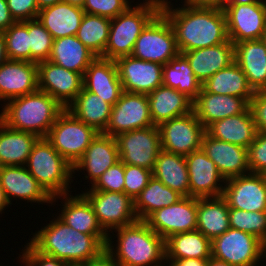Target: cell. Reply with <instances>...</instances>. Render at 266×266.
<instances>
[{"label":"cell","instance_id":"1","mask_svg":"<svg viewBox=\"0 0 266 266\" xmlns=\"http://www.w3.org/2000/svg\"><path fill=\"white\" fill-rule=\"evenodd\" d=\"M174 7L170 3L161 13L174 31L181 54L229 40L225 13L220 6L183 3Z\"/></svg>","mask_w":266,"mask_h":266},{"label":"cell","instance_id":"2","mask_svg":"<svg viewBox=\"0 0 266 266\" xmlns=\"http://www.w3.org/2000/svg\"><path fill=\"white\" fill-rule=\"evenodd\" d=\"M31 234L30 244L40 253L78 266L97 257L107 243L108 235H89L65 224L58 215Z\"/></svg>","mask_w":266,"mask_h":266},{"label":"cell","instance_id":"3","mask_svg":"<svg viewBox=\"0 0 266 266\" xmlns=\"http://www.w3.org/2000/svg\"><path fill=\"white\" fill-rule=\"evenodd\" d=\"M114 232L108 234L105 249L119 266L166 265L165 240L144 221L138 220L131 225L117 228ZM112 238L117 239L113 241Z\"/></svg>","mask_w":266,"mask_h":266},{"label":"cell","instance_id":"4","mask_svg":"<svg viewBox=\"0 0 266 266\" xmlns=\"http://www.w3.org/2000/svg\"><path fill=\"white\" fill-rule=\"evenodd\" d=\"M0 121L7 127L46 138L58 116L66 109L48 93H34L2 103Z\"/></svg>","mask_w":266,"mask_h":266},{"label":"cell","instance_id":"5","mask_svg":"<svg viewBox=\"0 0 266 266\" xmlns=\"http://www.w3.org/2000/svg\"><path fill=\"white\" fill-rule=\"evenodd\" d=\"M170 3L169 0H143V3L131 4L126 11L111 19L108 42L102 58L115 61L131 55L142 30Z\"/></svg>","mask_w":266,"mask_h":266},{"label":"cell","instance_id":"6","mask_svg":"<svg viewBox=\"0 0 266 266\" xmlns=\"http://www.w3.org/2000/svg\"><path fill=\"white\" fill-rule=\"evenodd\" d=\"M26 168L51 196L70 193L73 166L67 162L46 138H39L28 157Z\"/></svg>","mask_w":266,"mask_h":266},{"label":"cell","instance_id":"7","mask_svg":"<svg viewBox=\"0 0 266 266\" xmlns=\"http://www.w3.org/2000/svg\"><path fill=\"white\" fill-rule=\"evenodd\" d=\"M98 133L65 109L50 128L46 139L67 162L74 166Z\"/></svg>","mask_w":266,"mask_h":266},{"label":"cell","instance_id":"8","mask_svg":"<svg viewBox=\"0 0 266 266\" xmlns=\"http://www.w3.org/2000/svg\"><path fill=\"white\" fill-rule=\"evenodd\" d=\"M179 53L174 31L168 19L159 12L142 30L131 55L165 65Z\"/></svg>","mask_w":266,"mask_h":266},{"label":"cell","instance_id":"9","mask_svg":"<svg viewBox=\"0 0 266 266\" xmlns=\"http://www.w3.org/2000/svg\"><path fill=\"white\" fill-rule=\"evenodd\" d=\"M211 248L213 257L233 266H259L261 260L266 261L264 243L259 238L231 227L211 241Z\"/></svg>","mask_w":266,"mask_h":266},{"label":"cell","instance_id":"10","mask_svg":"<svg viewBox=\"0 0 266 266\" xmlns=\"http://www.w3.org/2000/svg\"><path fill=\"white\" fill-rule=\"evenodd\" d=\"M84 191L82 194L91 204L99 224L107 234L138 221L134 201L125 193L94 191L88 188Z\"/></svg>","mask_w":266,"mask_h":266},{"label":"cell","instance_id":"11","mask_svg":"<svg viewBox=\"0 0 266 266\" xmlns=\"http://www.w3.org/2000/svg\"><path fill=\"white\" fill-rule=\"evenodd\" d=\"M120 161L153 171L161 149L157 126L124 132L115 137Z\"/></svg>","mask_w":266,"mask_h":266},{"label":"cell","instance_id":"12","mask_svg":"<svg viewBox=\"0 0 266 266\" xmlns=\"http://www.w3.org/2000/svg\"><path fill=\"white\" fill-rule=\"evenodd\" d=\"M158 128L161 149L183 156L201 149L202 138L206 132L194 111L163 122Z\"/></svg>","mask_w":266,"mask_h":266},{"label":"cell","instance_id":"13","mask_svg":"<svg viewBox=\"0 0 266 266\" xmlns=\"http://www.w3.org/2000/svg\"><path fill=\"white\" fill-rule=\"evenodd\" d=\"M154 126L150 117L147 94L122 92L112 106L109 122L104 134L117 135L136 129Z\"/></svg>","mask_w":266,"mask_h":266},{"label":"cell","instance_id":"14","mask_svg":"<svg viewBox=\"0 0 266 266\" xmlns=\"http://www.w3.org/2000/svg\"><path fill=\"white\" fill-rule=\"evenodd\" d=\"M198 198L183 197L175 204L151 213L144 222L164 240L176 233L197 228Z\"/></svg>","mask_w":266,"mask_h":266},{"label":"cell","instance_id":"15","mask_svg":"<svg viewBox=\"0 0 266 266\" xmlns=\"http://www.w3.org/2000/svg\"><path fill=\"white\" fill-rule=\"evenodd\" d=\"M222 197L229 208L266 212V174L250 172L226 179Z\"/></svg>","mask_w":266,"mask_h":266},{"label":"cell","instance_id":"16","mask_svg":"<svg viewBox=\"0 0 266 266\" xmlns=\"http://www.w3.org/2000/svg\"><path fill=\"white\" fill-rule=\"evenodd\" d=\"M220 7L225 13L228 38L233 44L262 38L266 29V0Z\"/></svg>","mask_w":266,"mask_h":266},{"label":"cell","instance_id":"17","mask_svg":"<svg viewBox=\"0 0 266 266\" xmlns=\"http://www.w3.org/2000/svg\"><path fill=\"white\" fill-rule=\"evenodd\" d=\"M38 90L48 93L64 108L83 89V74L68 70L49 60L37 63Z\"/></svg>","mask_w":266,"mask_h":266},{"label":"cell","instance_id":"18","mask_svg":"<svg viewBox=\"0 0 266 266\" xmlns=\"http://www.w3.org/2000/svg\"><path fill=\"white\" fill-rule=\"evenodd\" d=\"M122 90L128 93L149 94L163 85V65L144 61L132 55L115 60Z\"/></svg>","mask_w":266,"mask_h":266},{"label":"cell","instance_id":"19","mask_svg":"<svg viewBox=\"0 0 266 266\" xmlns=\"http://www.w3.org/2000/svg\"><path fill=\"white\" fill-rule=\"evenodd\" d=\"M184 157L189 174V196L195 198L222 196L226 180L203 150L194 151Z\"/></svg>","mask_w":266,"mask_h":266},{"label":"cell","instance_id":"20","mask_svg":"<svg viewBox=\"0 0 266 266\" xmlns=\"http://www.w3.org/2000/svg\"><path fill=\"white\" fill-rule=\"evenodd\" d=\"M0 184L11 205L13 198L39 205L52 204V197L29 173L26 166L0 167Z\"/></svg>","mask_w":266,"mask_h":266},{"label":"cell","instance_id":"21","mask_svg":"<svg viewBox=\"0 0 266 266\" xmlns=\"http://www.w3.org/2000/svg\"><path fill=\"white\" fill-rule=\"evenodd\" d=\"M201 149L225 180L250 173L247 148L218 140L205 132Z\"/></svg>","mask_w":266,"mask_h":266},{"label":"cell","instance_id":"22","mask_svg":"<svg viewBox=\"0 0 266 266\" xmlns=\"http://www.w3.org/2000/svg\"><path fill=\"white\" fill-rule=\"evenodd\" d=\"M118 161L120 157L115 137L98 133L82 158L73 166V174L84 171L85 180L88 179L87 181L93 185L109 167Z\"/></svg>","mask_w":266,"mask_h":266},{"label":"cell","instance_id":"23","mask_svg":"<svg viewBox=\"0 0 266 266\" xmlns=\"http://www.w3.org/2000/svg\"><path fill=\"white\" fill-rule=\"evenodd\" d=\"M37 90V63L8 59L0 66V102Z\"/></svg>","mask_w":266,"mask_h":266},{"label":"cell","instance_id":"24","mask_svg":"<svg viewBox=\"0 0 266 266\" xmlns=\"http://www.w3.org/2000/svg\"><path fill=\"white\" fill-rule=\"evenodd\" d=\"M83 88L113 106L123 92L115 61L96 57L85 70Z\"/></svg>","mask_w":266,"mask_h":266},{"label":"cell","instance_id":"25","mask_svg":"<svg viewBox=\"0 0 266 266\" xmlns=\"http://www.w3.org/2000/svg\"><path fill=\"white\" fill-rule=\"evenodd\" d=\"M71 193L52 197V205L61 200L62 207L59 208L61 213L58 217L69 227L76 231L89 235H108L98 222L94 210L82 194L70 195ZM62 197V198H61ZM61 198V199H60Z\"/></svg>","mask_w":266,"mask_h":266},{"label":"cell","instance_id":"26","mask_svg":"<svg viewBox=\"0 0 266 266\" xmlns=\"http://www.w3.org/2000/svg\"><path fill=\"white\" fill-rule=\"evenodd\" d=\"M249 106L244 98L213 94L203 88L193 101V111L205 128L214 121L243 113Z\"/></svg>","mask_w":266,"mask_h":266},{"label":"cell","instance_id":"27","mask_svg":"<svg viewBox=\"0 0 266 266\" xmlns=\"http://www.w3.org/2000/svg\"><path fill=\"white\" fill-rule=\"evenodd\" d=\"M182 54L188 60L195 77L201 83L235 62V46L231 40Z\"/></svg>","mask_w":266,"mask_h":266},{"label":"cell","instance_id":"28","mask_svg":"<svg viewBox=\"0 0 266 266\" xmlns=\"http://www.w3.org/2000/svg\"><path fill=\"white\" fill-rule=\"evenodd\" d=\"M235 62L254 91L266 90V45L261 39L234 44Z\"/></svg>","mask_w":266,"mask_h":266},{"label":"cell","instance_id":"29","mask_svg":"<svg viewBox=\"0 0 266 266\" xmlns=\"http://www.w3.org/2000/svg\"><path fill=\"white\" fill-rule=\"evenodd\" d=\"M206 132L218 140L248 148L258 130L249 106L243 113L214 121L206 128Z\"/></svg>","mask_w":266,"mask_h":266},{"label":"cell","instance_id":"30","mask_svg":"<svg viewBox=\"0 0 266 266\" xmlns=\"http://www.w3.org/2000/svg\"><path fill=\"white\" fill-rule=\"evenodd\" d=\"M154 126L193 111V101L178 90L164 85L147 94Z\"/></svg>","mask_w":266,"mask_h":266},{"label":"cell","instance_id":"31","mask_svg":"<svg viewBox=\"0 0 266 266\" xmlns=\"http://www.w3.org/2000/svg\"><path fill=\"white\" fill-rule=\"evenodd\" d=\"M81 7L59 2L39 11L38 19L53 39L76 35L84 17Z\"/></svg>","mask_w":266,"mask_h":266},{"label":"cell","instance_id":"32","mask_svg":"<svg viewBox=\"0 0 266 266\" xmlns=\"http://www.w3.org/2000/svg\"><path fill=\"white\" fill-rule=\"evenodd\" d=\"M39 137L7 127L0 121V167L25 166Z\"/></svg>","mask_w":266,"mask_h":266},{"label":"cell","instance_id":"33","mask_svg":"<svg viewBox=\"0 0 266 266\" xmlns=\"http://www.w3.org/2000/svg\"><path fill=\"white\" fill-rule=\"evenodd\" d=\"M97 56L75 35L53 40L49 61L65 69L83 74Z\"/></svg>","mask_w":266,"mask_h":266},{"label":"cell","instance_id":"34","mask_svg":"<svg viewBox=\"0 0 266 266\" xmlns=\"http://www.w3.org/2000/svg\"><path fill=\"white\" fill-rule=\"evenodd\" d=\"M229 228V207L222 196L198 198L196 230L212 241Z\"/></svg>","mask_w":266,"mask_h":266},{"label":"cell","instance_id":"35","mask_svg":"<svg viewBox=\"0 0 266 266\" xmlns=\"http://www.w3.org/2000/svg\"><path fill=\"white\" fill-rule=\"evenodd\" d=\"M66 109L78 120L103 133L109 122L112 105L83 88Z\"/></svg>","mask_w":266,"mask_h":266},{"label":"cell","instance_id":"36","mask_svg":"<svg viewBox=\"0 0 266 266\" xmlns=\"http://www.w3.org/2000/svg\"><path fill=\"white\" fill-rule=\"evenodd\" d=\"M152 174L154 178L183 197L189 196V174L183 155L161 150Z\"/></svg>","mask_w":266,"mask_h":266},{"label":"cell","instance_id":"37","mask_svg":"<svg viewBox=\"0 0 266 266\" xmlns=\"http://www.w3.org/2000/svg\"><path fill=\"white\" fill-rule=\"evenodd\" d=\"M206 92L220 95H233L244 98L249 104L255 91L249 85L244 72L236 62L219 70L202 83Z\"/></svg>","mask_w":266,"mask_h":266},{"label":"cell","instance_id":"38","mask_svg":"<svg viewBox=\"0 0 266 266\" xmlns=\"http://www.w3.org/2000/svg\"><path fill=\"white\" fill-rule=\"evenodd\" d=\"M211 256V240L198 230L176 233L165 239V259H208Z\"/></svg>","mask_w":266,"mask_h":266},{"label":"cell","instance_id":"39","mask_svg":"<svg viewBox=\"0 0 266 266\" xmlns=\"http://www.w3.org/2000/svg\"><path fill=\"white\" fill-rule=\"evenodd\" d=\"M163 85L178 90L192 101L202 88V83L195 77L188 60L181 53L163 65Z\"/></svg>","mask_w":266,"mask_h":266},{"label":"cell","instance_id":"40","mask_svg":"<svg viewBox=\"0 0 266 266\" xmlns=\"http://www.w3.org/2000/svg\"><path fill=\"white\" fill-rule=\"evenodd\" d=\"M182 198L178 192L152 177L134 200L135 214L138 220L144 221L154 211L175 204Z\"/></svg>","mask_w":266,"mask_h":266},{"label":"cell","instance_id":"41","mask_svg":"<svg viewBox=\"0 0 266 266\" xmlns=\"http://www.w3.org/2000/svg\"><path fill=\"white\" fill-rule=\"evenodd\" d=\"M111 19L85 13L76 37L97 57H102L108 42Z\"/></svg>","mask_w":266,"mask_h":266},{"label":"cell","instance_id":"42","mask_svg":"<svg viewBox=\"0 0 266 266\" xmlns=\"http://www.w3.org/2000/svg\"><path fill=\"white\" fill-rule=\"evenodd\" d=\"M4 37L9 60L31 62L28 21L15 22L4 31Z\"/></svg>","mask_w":266,"mask_h":266},{"label":"cell","instance_id":"43","mask_svg":"<svg viewBox=\"0 0 266 266\" xmlns=\"http://www.w3.org/2000/svg\"><path fill=\"white\" fill-rule=\"evenodd\" d=\"M229 225L231 228L249 233L266 240V212H247L229 208Z\"/></svg>","mask_w":266,"mask_h":266},{"label":"cell","instance_id":"44","mask_svg":"<svg viewBox=\"0 0 266 266\" xmlns=\"http://www.w3.org/2000/svg\"><path fill=\"white\" fill-rule=\"evenodd\" d=\"M28 34L31 62L38 63L48 60L54 39L38 18L28 20Z\"/></svg>","mask_w":266,"mask_h":266},{"label":"cell","instance_id":"45","mask_svg":"<svg viewBox=\"0 0 266 266\" xmlns=\"http://www.w3.org/2000/svg\"><path fill=\"white\" fill-rule=\"evenodd\" d=\"M125 164L122 161H118L113 166L109 167L98 180L91 185L89 183V189L94 191H107L124 193L125 184Z\"/></svg>","mask_w":266,"mask_h":266},{"label":"cell","instance_id":"46","mask_svg":"<svg viewBox=\"0 0 266 266\" xmlns=\"http://www.w3.org/2000/svg\"><path fill=\"white\" fill-rule=\"evenodd\" d=\"M124 174V193L133 201L148 185L149 180L153 177L151 170L129 164H125Z\"/></svg>","mask_w":266,"mask_h":266},{"label":"cell","instance_id":"47","mask_svg":"<svg viewBox=\"0 0 266 266\" xmlns=\"http://www.w3.org/2000/svg\"><path fill=\"white\" fill-rule=\"evenodd\" d=\"M129 0H85L83 5L84 13L116 18L119 14L126 11L131 5Z\"/></svg>","mask_w":266,"mask_h":266},{"label":"cell","instance_id":"48","mask_svg":"<svg viewBox=\"0 0 266 266\" xmlns=\"http://www.w3.org/2000/svg\"><path fill=\"white\" fill-rule=\"evenodd\" d=\"M247 152L250 172L266 174V133L258 131Z\"/></svg>","mask_w":266,"mask_h":266},{"label":"cell","instance_id":"49","mask_svg":"<svg viewBox=\"0 0 266 266\" xmlns=\"http://www.w3.org/2000/svg\"><path fill=\"white\" fill-rule=\"evenodd\" d=\"M17 259H20L19 262L22 263L20 266H69L66 262L44 255L38 252L29 242L24 245L22 252Z\"/></svg>","mask_w":266,"mask_h":266},{"label":"cell","instance_id":"50","mask_svg":"<svg viewBox=\"0 0 266 266\" xmlns=\"http://www.w3.org/2000/svg\"><path fill=\"white\" fill-rule=\"evenodd\" d=\"M10 14L15 22H24L38 18L36 0H6Z\"/></svg>","mask_w":266,"mask_h":266},{"label":"cell","instance_id":"51","mask_svg":"<svg viewBox=\"0 0 266 266\" xmlns=\"http://www.w3.org/2000/svg\"><path fill=\"white\" fill-rule=\"evenodd\" d=\"M250 109L257 130L266 133V90L255 91V94L250 101Z\"/></svg>","mask_w":266,"mask_h":266},{"label":"cell","instance_id":"52","mask_svg":"<svg viewBox=\"0 0 266 266\" xmlns=\"http://www.w3.org/2000/svg\"><path fill=\"white\" fill-rule=\"evenodd\" d=\"M78 266H119L112 255L105 249L97 257L92 258Z\"/></svg>","mask_w":266,"mask_h":266},{"label":"cell","instance_id":"53","mask_svg":"<svg viewBox=\"0 0 266 266\" xmlns=\"http://www.w3.org/2000/svg\"><path fill=\"white\" fill-rule=\"evenodd\" d=\"M14 23L6 0H0V31H6Z\"/></svg>","mask_w":266,"mask_h":266},{"label":"cell","instance_id":"54","mask_svg":"<svg viewBox=\"0 0 266 266\" xmlns=\"http://www.w3.org/2000/svg\"><path fill=\"white\" fill-rule=\"evenodd\" d=\"M167 266H207L208 259L182 258L165 259Z\"/></svg>","mask_w":266,"mask_h":266},{"label":"cell","instance_id":"55","mask_svg":"<svg viewBox=\"0 0 266 266\" xmlns=\"http://www.w3.org/2000/svg\"><path fill=\"white\" fill-rule=\"evenodd\" d=\"M8 60L4 32L0 31V66Z\"/></svg>","mask_w":266,"mask_h":266},{"label":"cell","instance_id":"56","mask_svg":"<svg viewBox=\"0 0 266 266\" xmlns=\"http://www.w3.org/2000/svg\"><path fill=\"white\" fill-rule=\"evenodd\" d=\"M183 3L191 5H215L220 6L223 0H184Z\"/></svg>","mask_w":266,"mask_h":266},{"label":"cell","instance_id":"57","mask_svg":"<svg viewBox=\"0 0 266 266\" xmlns=\"http://www.w3.org/2000/svg\"><path fill=\"white\" fill-rule=\"evenodd\" d=\"M260 0H223L220 6H229L237 4H253L258 3Z\"/></svg>","mask_w":266,"mask_h":266},{"label":"cell","instance_id":"58","mask_svg":"<svg viewBox=\"0 0 266 266\" xmlns=\"http://www.w3.org/2000/svg\"><path fill=\"white\" fill-rule=\"evenodd\" d=\"M11 206L8 199L6 198L5 192L0 184V214L2 215L3 211L6 210V207Z\"/></svg>","mask_w":266,"mask_h":266},{"label":"cell","instance_id":"59","mask_svg":"<svg viewBox=\"0 0 266 266\" xmlns=\"http://www.w3.org/2000/svg\"><path fill=\"white\" fill-rule=\"evenodd\" d=\"M63 0H36L38 10H42L46 7L53 6L59 2H62Z\"/></svg>","mask_w":266,"mask_h":266},{"label":"cell","instance_id":"60","mask_svg":"<svg viewBox=\"0 0 266 266\" xmlns=\"http://www.w3.org/2000/svg\"><path fill=\"white\" fill-rule=\"evenodd\" d=\"M207 266H233V265L211 256L210 258H208Z\"/></svg>","mask_w":266,"mask_h":266},{"label":"cell","instance_id":"61","mask_svg":"<svg viewBox=\"0 0 266 266\" xmlns=\"http://www.w3.org/2000/svg\"><path fill=\"white\" fill-rule=\"evenodd\" d=\"M64 2H67L73 6L81 7L83 8V5L85 3V0H63Z\"/></svg>","mask_w":266,"mask_h":266},{"label":"cell","instance_id":"62","mask_svg":"<svg viewBox=\"0 0 266 266\" xmlns=\"http://www.w3.org/2000/svg\"><path fill=\"white\" fill-rule=\"evenodd\" d=\"M261 40L264 42V44L266 45V29L264 31V34L262 35Z\"/></svg>","mask_w":266,"mask_h":266},{"label":"cell","instance_id":"63","mask_svg":"<svg viewBox=\"0 0 266 266\" xmlns=\"http://www.w3.org/2000/svg\"><path fill=\"white\" fill-rule=\"evenodd\" d=\"M264 251H265V254H266V240L264 242Z\"/></svg>","mask_w":266,"mask_h":266}]
</instances>
